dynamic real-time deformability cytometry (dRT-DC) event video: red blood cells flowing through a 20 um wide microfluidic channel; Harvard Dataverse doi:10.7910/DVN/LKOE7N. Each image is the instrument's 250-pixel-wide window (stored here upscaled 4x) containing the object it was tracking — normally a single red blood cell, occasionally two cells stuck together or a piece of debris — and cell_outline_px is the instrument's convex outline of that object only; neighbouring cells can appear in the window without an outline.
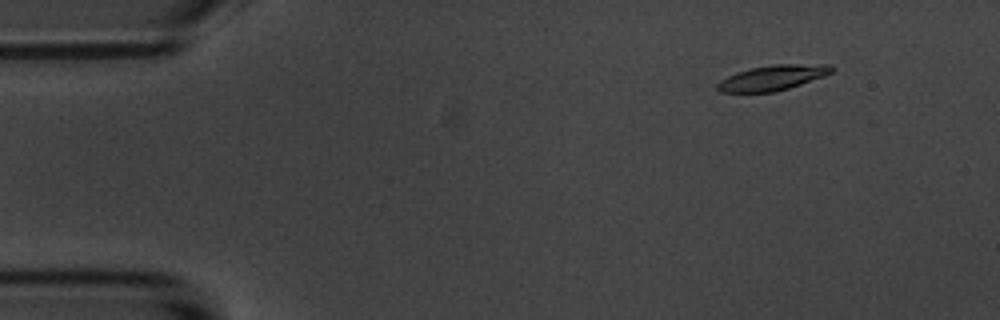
{"species": "common noctule bat (a hibernating species)", "species_latin": "Nyctalus noctula", "temperature_condition": "room temperature", "stored_images_in_passage": 6, "camera_frame_rate_fps": 3000, "um_per_image_px": 0.085, "animal": {"sex": "male", "body_mass_g": 20.1, "forearm_length_mm": 53.5}, "frame": {"image": 1, "passage_image": 2, "time_ms": 1.333, "image_size_px": [1000, 320], "cell_outline_px": [[832, 72], [824, 76], [788, 88], [772, 92], [720, 92], [716, 88], [716, 84], [720, 80], [736, 72], [748, 68], [772, 64], [832, 64]], "centroid_in_image_um": [65.64, 6.59], "position_along_channel_um": 19.4, "area_um2": 16.76}}
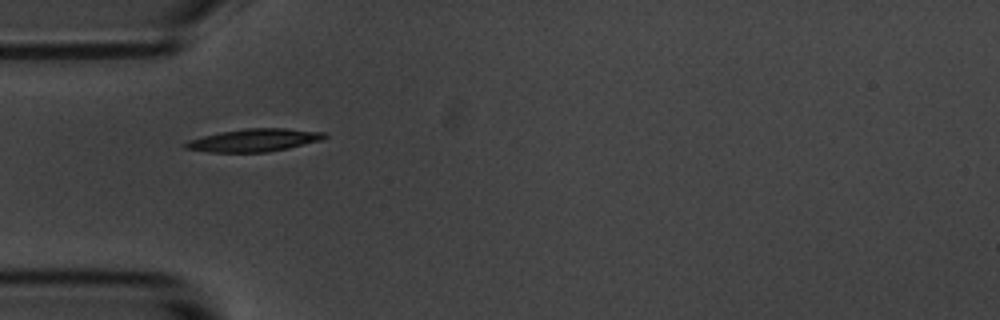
{"frame": {"image": 2, "passage_image": 5, "time_ms": 5.0, "image_size_px": [1000, 320], "cell_outline_px": [[328, 136], [320, 140], [288, 148], [268, 152], [208, 152], [184, 148], [184, 144], [188, 140], [220, 132], [244, 128], [288, 128], [324, 132]], "centroid_in_image_um": [21.59, 11.91], "position_along_channel_um": 63.4, "area_um2": 18.38}}